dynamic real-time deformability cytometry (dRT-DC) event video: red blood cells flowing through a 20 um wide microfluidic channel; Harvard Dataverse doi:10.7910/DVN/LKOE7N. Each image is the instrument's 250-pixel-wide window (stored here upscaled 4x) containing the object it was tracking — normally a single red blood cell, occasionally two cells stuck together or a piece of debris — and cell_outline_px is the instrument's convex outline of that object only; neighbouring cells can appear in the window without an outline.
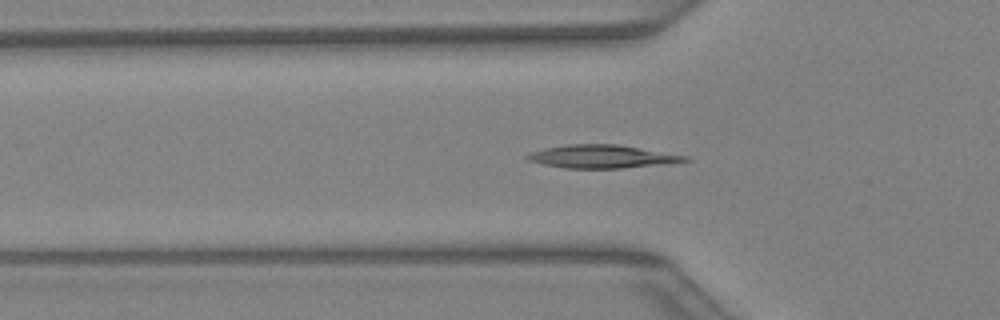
{"species": "Egyptian fruit bat (a non-hibernating species)", "species_latin": "Rousettus aegyptiacus", "temperature_condition": "warm", "stored_images_in_passage": 37, "camera_frame_rate_fps": 3000, "um_per_image_px": 0.085, "animal": {"sex": "female"}, "frame": {"image": 1, "passage_image": 14, "time_ms": 4.333, "image_size_px": [1000, 320], "cell_outline_px": [[692, 160], [668, 164], [624, 168], [564, 168], [544, 164], [528, 160], [524, 156], [532, 152], [544, 148], [568, 144], [616, 144], [688, 156]], "centroid_in_image_um": [51.2, 13.31], "position_along_channel_um": 74.6, "area_um2": 21.21}}
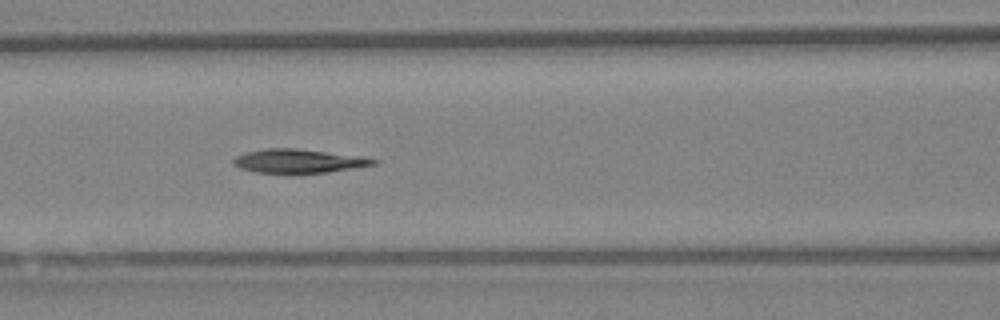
{"frame": {"image": 2, "passage_image": 18, "time_ms": 5.667, "image_size_px": [1000, 320], "cell_outline_px": [[380, 160], [376, 164], [328, 172], [256, 172], [240, 168], [232, 164], [232, 160], [236, 156], [244, 152], [264, 148], [296, 148], [360, 156]], "centroid_in_image_um": [25.34, 13.67], "position_along_channel_um": 141.3, "area_um2": 19.19}}
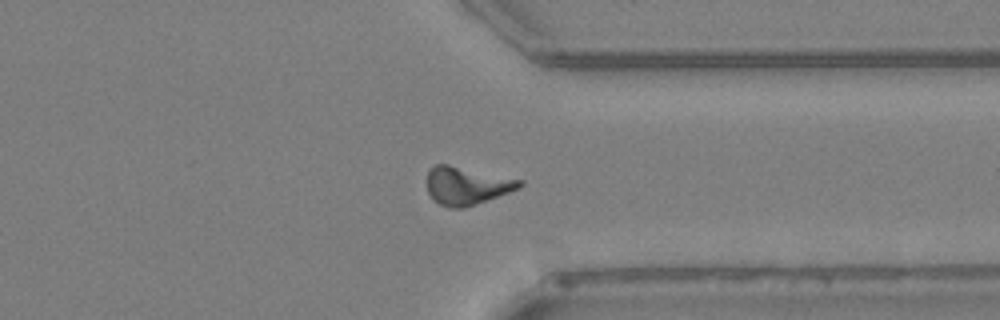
{"frame": {"image": 3, "passage_image": 32, "time_ms": 10.333, "image_size_px": [1000, 320], "cell_outline_px": [[524, 184], [520, 188], [476, 204], [464, 208], [448, 208], [440, 204], [428, 192], [428, 172], [432, 164], [448, 164], [524, 180]], "centroid_in_image_um": [39.69, 15.77], "position_along_channel_um": 371.7, "area_um2": 20.4}}